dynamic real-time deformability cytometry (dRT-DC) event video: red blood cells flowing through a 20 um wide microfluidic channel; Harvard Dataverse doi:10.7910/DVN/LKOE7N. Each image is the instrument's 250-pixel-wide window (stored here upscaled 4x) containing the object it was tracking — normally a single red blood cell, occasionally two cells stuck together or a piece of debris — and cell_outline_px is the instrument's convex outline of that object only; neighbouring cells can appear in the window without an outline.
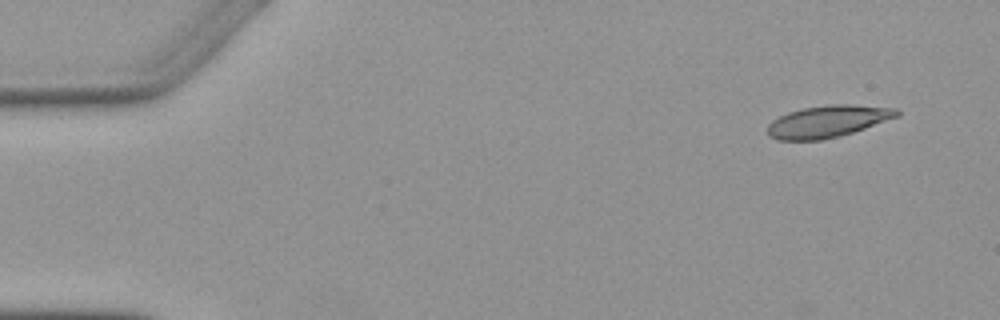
{"species": "Egyptian fruit bat (a non-hibernating species)", "species_latin": "Rousettus aegyptiacus", "temperature_condition": "warm", "stored_images_in_passage": 5, "camera_frame_rate_fps": 3000, "um_per_image_px": 0.085, "animal": {"sex": "female"}, "frame": {"image": 1, "passage_image": 1, "time_ms": 0.0, "image_size_px": [1000, 320], "cell_outline_px": [[900, 116], [840, 136], [820, 140], [776, 140], [768, 136], [768, 124], [772, 120], [788, 112], [804, 108], [828, 104], [852, 104], [900, 108]], "centroid_in_image_um": [70.38, 10.31], "position_along_channel_um": 14.6, "area_um2": 24.22}}
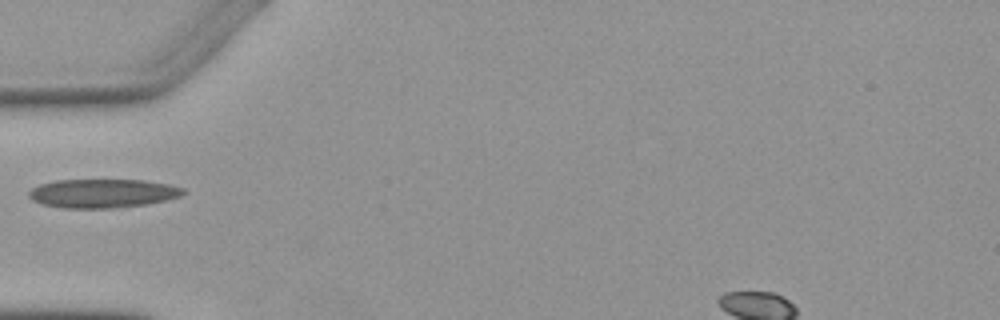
{"frame": {"image": 2, "passage_image": 4, "time_ms": 4.667, "image_size_px": [1000, 320], "cell_outline_px": [[188, 192], [180, 196], [168, 200], [148, 204], [112, 208], [64, 208], [44, 204], [32, 200], [28, 196], [28, 192], [32, 188], [40, 184], [56, 180], [144, 180], [168, 184], [184, 188]], "centroid_in_image_um": [8.76, 16.43], "position_along_channel_um": 76.2, "area_um2": 26.01}}